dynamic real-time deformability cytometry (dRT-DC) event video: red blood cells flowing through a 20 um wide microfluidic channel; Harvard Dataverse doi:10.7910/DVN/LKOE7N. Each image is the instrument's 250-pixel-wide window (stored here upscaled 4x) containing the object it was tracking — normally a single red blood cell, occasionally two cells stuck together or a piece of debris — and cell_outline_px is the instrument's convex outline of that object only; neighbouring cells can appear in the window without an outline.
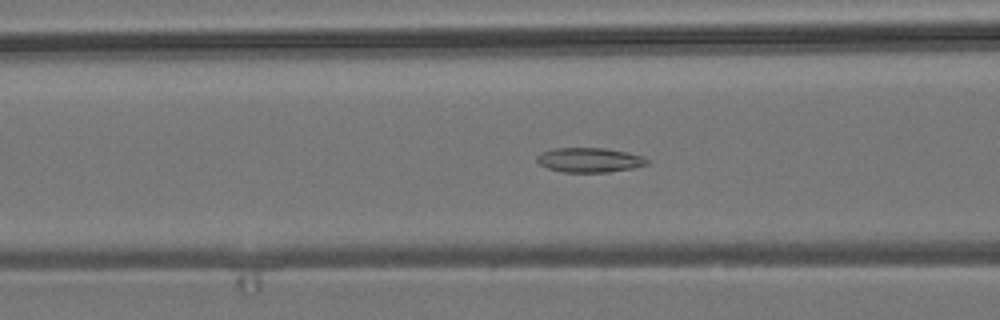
{"species": "common noctule bat (a hibernating species)", "species_latin": "Nyctalus noctula", "temperature_condition": "room temperature", "stored_images_in_passage": 54, "camera_frame_rate_fps": 3000, "um_per_image_px": 0.085, "animal": {"sex": "male", "body_mass_g": 19.2, "forearm_length_mm": 51.8}, "frame": {"image": 1, "passage_image": 20, "time_ms": 6.333, "image_size_px": [1000, 320], "cell_outline_px": [[648, 164], [632, 168], [608, 172], [564, 172], [548, 168], [540, 164], [536, 160], [536, 156], [540, 152], [556, 148], [604, 148], [628, 152], [644, 156], [648, 160]], "centroid_in_image_um": [50.1, 13.59], "position_along_channel_um": 116.5, "area_um2": 15.78}}
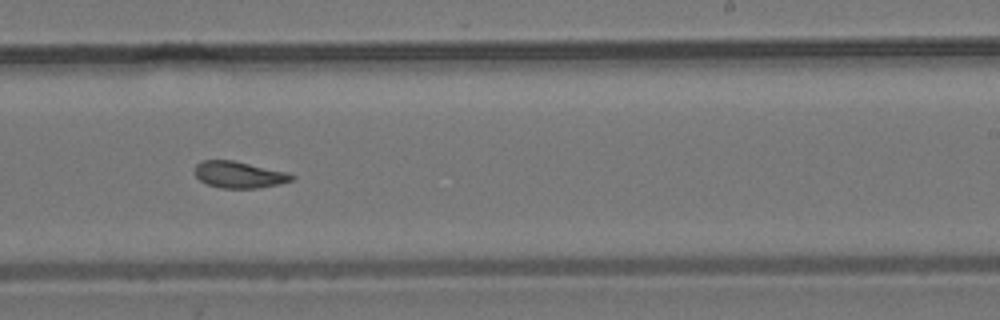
{"frame": {"image": 2, "passage_image": 32, "time_ms": 10.333, "image_size_px": [1000, 320], "cell_outline_px": [[296, 176], [292, 180], [280, 184], [256, 188], [220, 188], [208, 184], [200, 180], [196, 176], [196, 164], [200, 160], [232, 160], [288, 172]], "centroid_in_image_um": [20.34, 14.84], "position_along_channel_um": 268.7, "area_um2": 14.97}}
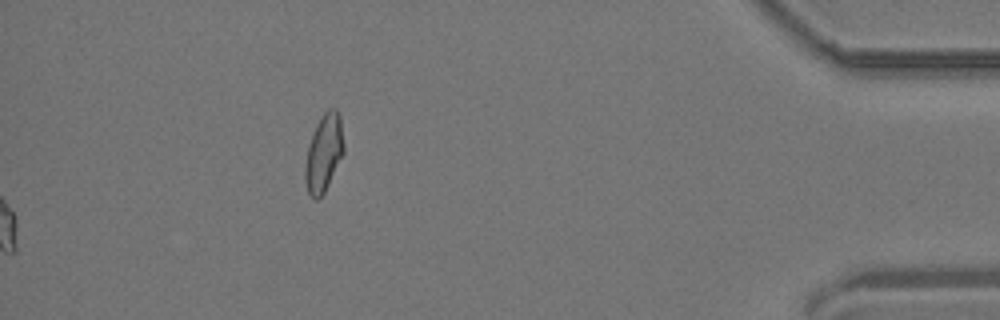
{"frame": {"image": 3, "passage_image": 54, "time_ms": 17.667, "image_size_px": [1000, 320], "cell_outline_px": [[344, 152], [324, 192], [316, 200], [312, 200], [308, 192], [304, 180], [304, 168], [308, 148], [316, 124], [324, 112], [328, 108], [336, 108], [340, 116], [344, 144]], "centroid_in_image_um": [27.52, 13.0], "position_along_channel_um": 407.7, "area_um2": 17.34}, "authors_computed_cell_mechanics": {"area_um2": 15.7794, "velocity_mm_per_s": 3.8129, "shape_relaxation_time_tau1_ms": null, "shape_relaxation_time_tau2_ms": 3.778, "deformation_change_tau1": null, "deformation_change_tau2": 0.0925}}